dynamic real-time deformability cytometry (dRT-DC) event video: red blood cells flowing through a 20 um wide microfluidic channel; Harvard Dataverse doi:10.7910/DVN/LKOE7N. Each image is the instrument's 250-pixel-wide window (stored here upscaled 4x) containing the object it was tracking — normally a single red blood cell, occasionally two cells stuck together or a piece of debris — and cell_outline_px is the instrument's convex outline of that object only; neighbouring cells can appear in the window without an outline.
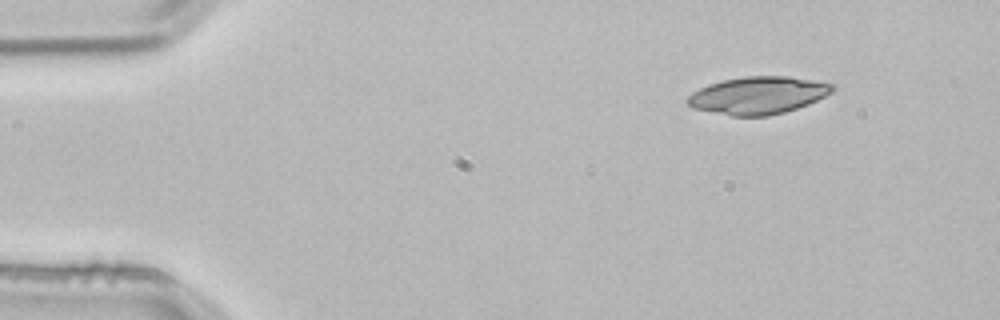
{"species": "common noctule bat (a hibernating species)", "species_latin": "Nyctalus noctula", "temperature_condition": "room temperature", "stored_images_in_passage": 2, "camera_frame_rate_fps": 3000, "um_per_image_px": 0.085, "animal": {"sex": "male", "body_mass_g": 21.5, "forearm_length_mm": 52.0}, "frame": {"image": 1, "passage_image": 2, "time_ms": 0.333, "image_size_px": [1000, 320], "cell_outline_px": [[836, 88], [832, 92], [808, 104], [784, 112], [768, 116], [732, 116], [692, 108], [684, 100], [692, 92], [708, 84], [724, 80], [744, 76], [788, 76], [836, 84]], "centroid_in_image_um": [64.42, 8.1], "position_along_channel_um": 20.6, "area_um2": 31.67}}